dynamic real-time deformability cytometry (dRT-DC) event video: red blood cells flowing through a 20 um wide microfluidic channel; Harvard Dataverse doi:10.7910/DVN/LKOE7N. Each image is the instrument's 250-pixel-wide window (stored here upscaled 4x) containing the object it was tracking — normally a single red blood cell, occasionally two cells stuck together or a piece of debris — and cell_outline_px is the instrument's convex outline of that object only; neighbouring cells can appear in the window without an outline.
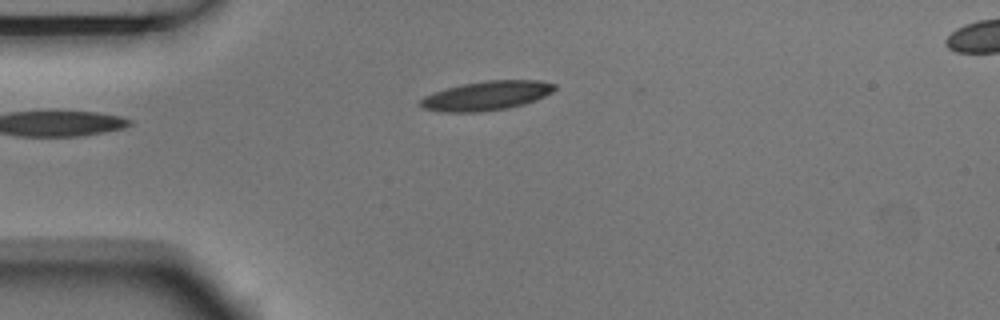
{"species": "Egyptian fruit bat (a non-hibernating species)", "species_latin": "Rousettus aegyptiacus", "temperature_condition": "room temperature", "stored_images_in_passage": 4, "camera_frame_rate_fps": 3000, "um_per_image_px": 0.085, "animal": {"sex": "male"}, "frame": {"image": 1, "passage_image": 4, "time_ms": 1.0, "image_size_px": [1000, 320], "cell_outline_px": [[556, 88], [552, 92], [536, 100], [524, 104], [508, 108], [480, 112], [440, 112], [424, 108], [420, 104], [420, 100], [424, 96], [448, 88], [464, 84], [488, 80], [540, 80], [556, 84]], "centroid_in_image_um": [41.39, 8.14], "position_along_channel_um": 43.6, "area_um2": 22.72}}